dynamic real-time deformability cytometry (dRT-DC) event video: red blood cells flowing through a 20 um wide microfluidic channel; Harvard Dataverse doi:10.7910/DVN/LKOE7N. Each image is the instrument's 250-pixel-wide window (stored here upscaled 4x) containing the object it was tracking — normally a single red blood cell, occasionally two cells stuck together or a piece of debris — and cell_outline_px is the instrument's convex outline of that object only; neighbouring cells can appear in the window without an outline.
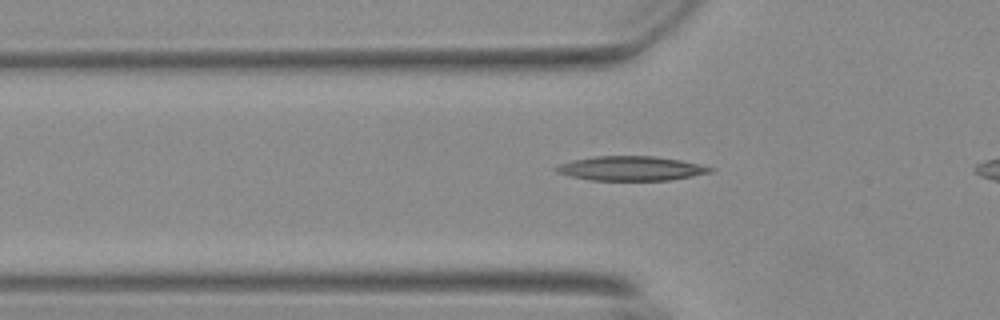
{"species": "Egyptian fruit bat (a non-hibernating species)", "species_latin": "Rousettus aegyptiacus", "temperature_condition": "warm", "stored_images_in_passage": 32, "camera_frame_rate_fps": 3000, "um_per_image_px": 0.085, "animal": {"sex": "female"}, "frame": {"image": 1, "passage_image": 3, "time_ms": 0.667, "image_size_px": [1000, 320], "cell_outline_px": [[716, 168], [712, 172], [692, 176], [668, 180], [592, 180], [572, 176], [556, 172], [552, 168], [560, 164], [572, 160], [592, 156], [656, 156], [680, 160], [700, 164]], "centroid_in_image_um": [53.64, 14.31], "position_along_channel_um": 72.2, "area_um2": 21.91}}
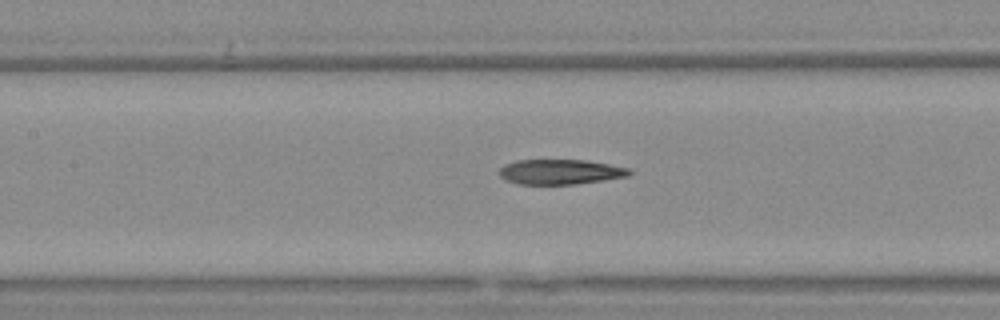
{"frame": {"image": 2, "passage_image": 10, "time_ms": 3.0, "image_size_px": [1000, 320], "cell_outline_px": [[632, 172], [628, 176], [572, 184], [520, 184], [504, 180], [500, 176], [500, 168], [504, 164], [516, 160], [588, 160], [628, 168]], "centroid_in_image_um": [47.58, 14.6], "position_along_channel_um": 159.8, "area_um2": 18.79}}
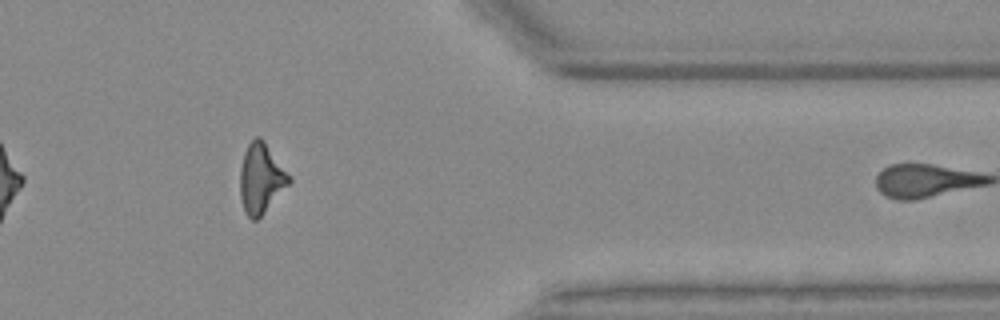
{"frame": {"image": 3, "passage_image": 30, "time_ms": 9.667, "image_size_px": [1000, 320], "cell_outline_px": [[292, 180], [260, 216], [256, 220], [252, 220], [244, 212], [240, 196], [240, 168], [244, 152], [248, 144], [256, 136], [260, 136], [264, 140]], "centroid_in_image_um": [22.15, 15.15], "position_along_channel_um": 389.3, "area_um2": 19.54}}